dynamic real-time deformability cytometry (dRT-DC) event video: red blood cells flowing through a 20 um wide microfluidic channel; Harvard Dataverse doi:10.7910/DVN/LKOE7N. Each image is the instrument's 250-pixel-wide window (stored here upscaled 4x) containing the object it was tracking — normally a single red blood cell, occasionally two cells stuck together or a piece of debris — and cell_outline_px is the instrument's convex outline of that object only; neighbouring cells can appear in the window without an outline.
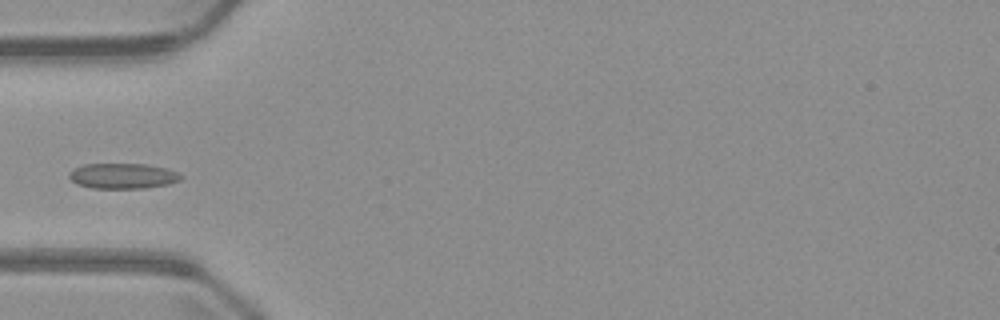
{"species": "common noctule bat (a hibernating species)", "species_latin": "Nyctalus noctula", "temperature_condition": "warm", "stored_images_in_passage": 3, "camera_frame_rate_fps": 3000, "um_per_image_px": 0.085, "animal": {"sex": "male", "body_mass_g": 23.1, "forearm_length_mm": 52.7}, "frame": {"image": 1, "passage_image": 3, "time_ms": 3.333, "image_size_px": [1000, 320], "cell_outline_px": [[184, 176], [180, 180], [168, 184], [144, 188], [92, 188], [76, 184], [68, 176], [68, 172], [72, 168], [84, 164], [148, 164], [168, 168]], "centroid_in_image_um": [10.42, 14.95], "position_along_channel_um": 74.6, "area_um2": 16.7}}